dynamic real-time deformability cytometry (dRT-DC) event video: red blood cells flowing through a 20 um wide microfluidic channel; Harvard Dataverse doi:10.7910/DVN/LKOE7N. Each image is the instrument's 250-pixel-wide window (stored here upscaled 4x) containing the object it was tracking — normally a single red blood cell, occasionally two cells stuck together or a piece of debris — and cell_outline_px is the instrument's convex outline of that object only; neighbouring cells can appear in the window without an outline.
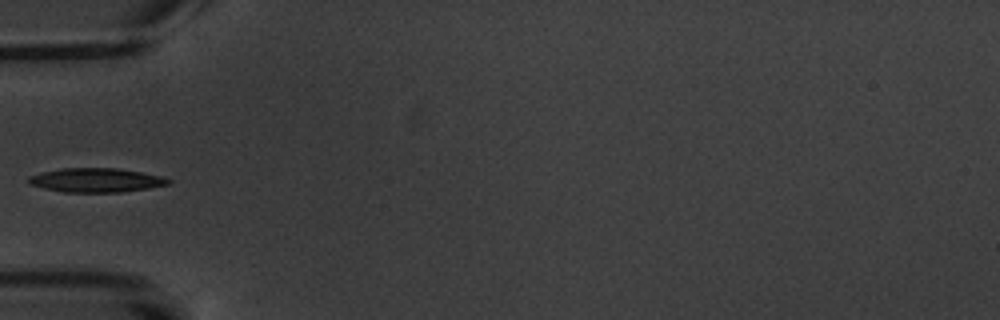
{"species": "common noctule bat (a hibernating species)", "species_latin": "Nyctalus noctula", "temperature_condition": "warm", "stored_images_in_passage": 17, "camera_frame_rate_fps": 3000, "um_per_image_px": 0.085, "animal": {"sex": "male", "body_mass_g": 20.1, "forearm_length_mm": 53.5}, "frame": {"image": 1, "passage_image": 6, "time_ms": 6.0, "image_size_px": [1000, 320], "cell_outline_px": [[172, 180], [168, 184], [148, 188], [120, 192], [64, 192], [44, 188], [32, 184], [28, 180], [28, 176], [44, 172], [64, 168], [116, 168], [140, 172], [160, 176]], "centroid_in_image_um": [8.17, 15.31], "position_along_channel_um": 76.8, "area_um2": 19.25}}
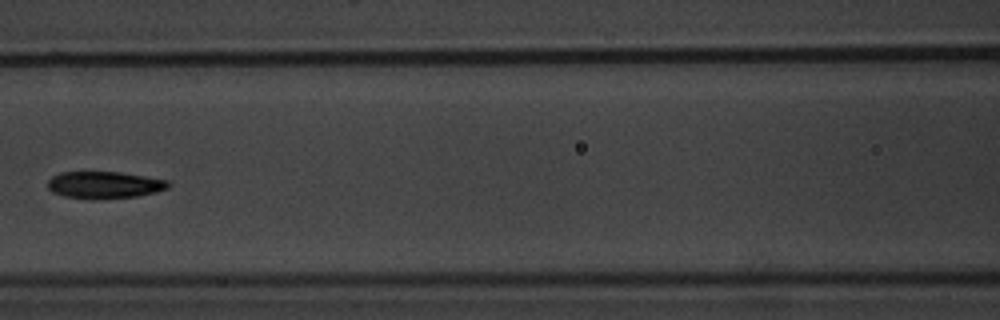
{"frame": {"image": 2, "passage_image": 8, "time_ms": 8.333, "image_size_px": [1000, 320], "cell_outline_px": [[172, 184], [168, 188], [156, 192], [136, 196], [100, 200], [92, 200], [64, 196], [52, 192], [48, 188], [48, 180], [52, 176], [60, 172], [120, 172], [168, 180]], "centroid_in_image_um": [8.87, 15.73], "position_along_channel_um": 157.7, "area_um2": 19.25}}
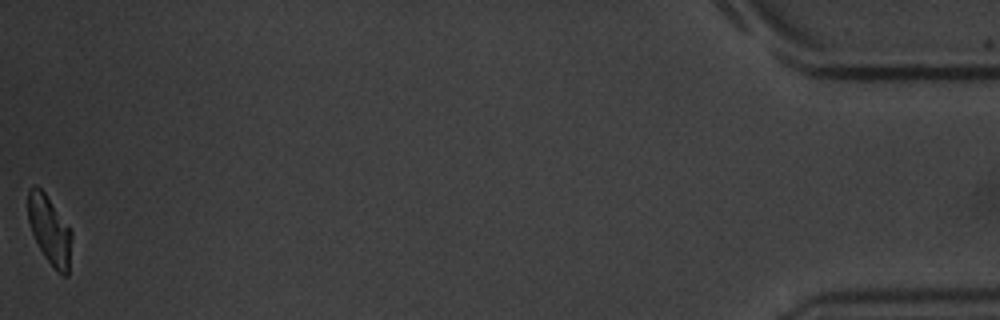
{"frame": {"image": 3, "passage_image": 17, "time_ms": 19.0, "image_size_px": [1000, 320], "cell_outline_px": [[72, 236], [68, 276], [64, 276], [56, 272], [44, 256], [32, 232], [28, 220], [28, 188], [32, 184], [40, 188], [44, 192], [72, 232]], "centroid_in_image_um": [4.21, 19.58], "position_along_channel_um": 431.0, "area_um2": 17.28}, "authors_computed_cell_mechanics": {"area_um2": 19.4208, "velocity_mm_per_s": 3.4342, "shape_relaxation_time_tau1_ms": 5.3461, "shape_relaxation_time_tau2_ms": 4.3664, "deformation_change_tau1": 0.1826, "deformation_change_tau2": 0.0973}}